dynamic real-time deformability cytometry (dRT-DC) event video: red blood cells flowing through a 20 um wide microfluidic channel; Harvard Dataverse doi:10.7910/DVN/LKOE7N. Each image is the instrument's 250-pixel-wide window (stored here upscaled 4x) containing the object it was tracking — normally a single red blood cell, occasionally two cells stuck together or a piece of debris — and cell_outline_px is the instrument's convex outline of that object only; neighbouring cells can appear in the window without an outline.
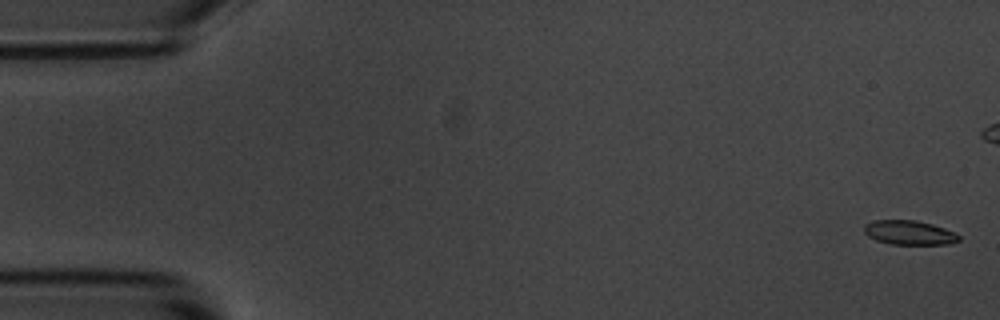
{"species": "common noctule bat (a hibernating species)", "species_latin": "Nyctalus noctula", "temperature_condition": "room temperature", "stored_images_in_passage": 6, "camera_frame_rate_fps": 3000, "um_per_image_px": 0.085, "animal": {"sex": "male", "body_mass_g": 20.1, "forearm_length_mm": 53.5}, "frame": {"image": 1, "passage_image": 1, "time_ms": 0.0, "image_size_px": [1000, 320], "cell_outline_px": [[960, 240], [948, 244], [888, 244], [876, 240], [868, 236], [864, 232], [864, 224], [872, 220], [916, 220], [932, 224], [956, 232], [960, 236]], "centroid_in_image_um": [77.28, 19.77], "position_along_channel_um": 7.7, "area_um2": 13.53}}
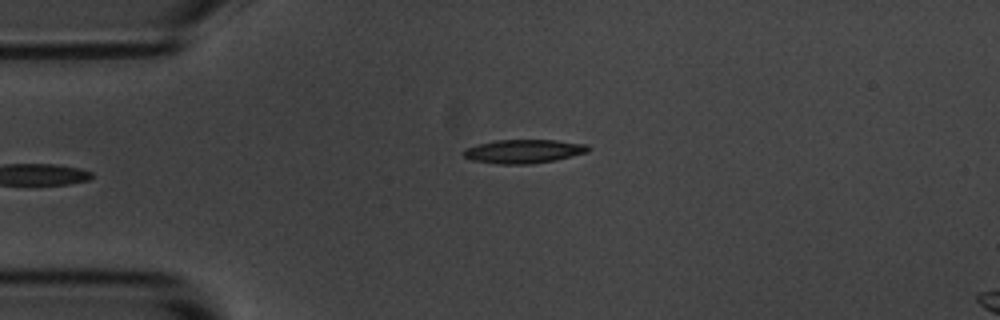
{"frame": {"image": 2, "passage_image": 6, "time_ms": 5.667, "image_size_px": [1000, 320], "cell_outline_px": [[592, 148], [588, 152], [556, 160], [532, 164], [500, 164], [472, 160], [464, 156], [464, 148], [496, 140], [556, 140], [588, 144]], "centroid_in_image_um": [44.57, 12.86], "position_along_channel_um": 40.4, "area_um2": 17.28}}